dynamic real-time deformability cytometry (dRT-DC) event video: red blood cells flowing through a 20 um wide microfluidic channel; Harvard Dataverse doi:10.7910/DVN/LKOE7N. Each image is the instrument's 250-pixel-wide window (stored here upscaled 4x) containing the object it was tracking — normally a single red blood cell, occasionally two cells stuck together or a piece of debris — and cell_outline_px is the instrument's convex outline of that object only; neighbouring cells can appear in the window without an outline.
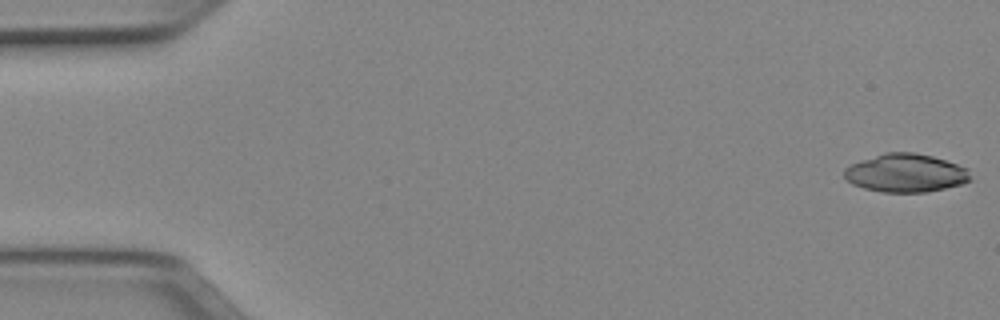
{"species": "Egyptian fruit bat (a non-hibernating species)", "species_latin": "Rousettus aegyptiacus", "temperature_condition": "cold", "stored_images_in_passage": 51, "camera_frame_rate_fps": 3000, "um_per_image_px": 0.085, "animal": {"sex": "female"}, "frame": {"image": 1, "passage_image": 1, "time_ms": 0.0, "image_size_px": [1000, 320], "cell_outline_px": [[972, 180], [964, 184], [924, 192], [884, 192], [864, 188], [852, 184], [844, 176], [844, 168], [852, 164], [884, 152], [912, 152], [932, 156], [968, 168]], "centroid_in_image_um": [77.01, 14.71], "position_along_channel_um": 8.0, "area_um2": 28.03}}
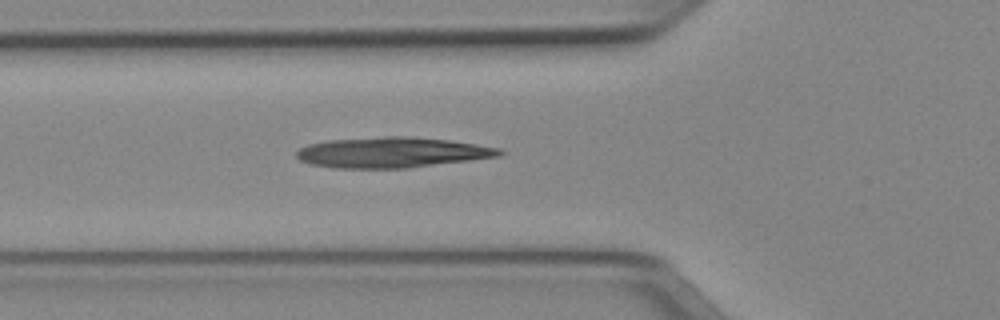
{"frame": {"image": 2, "passage_image": 18, "time_ms": 5.667, "image_size_px": [1000, 320], "cell_outline_px": [[504, 152], [500, 156], [408, 168], [336, 168], [312, 164], [300, 160], [296, 156], [296, 152], [300, 148], [308, 144], [328, 140], [384, 136], [408, 136], [448, 140], [476, 144], [500, 148]], "centroid_in_image_um": [33.31, 12.95], "position_along_channel_um": 92.5, "area_um2": 35.95}}
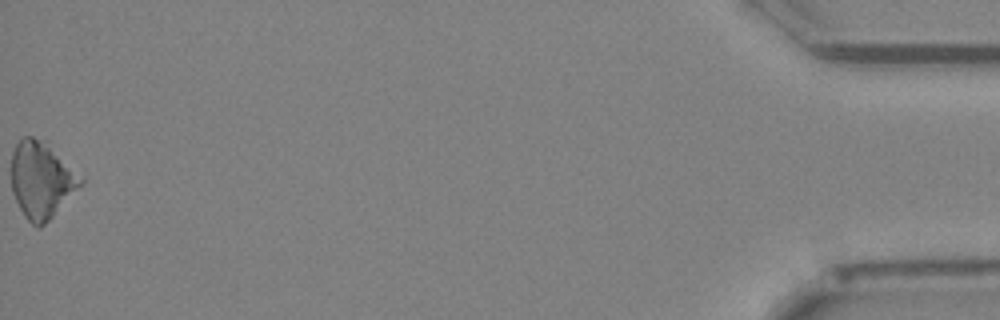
{"frame": {"image": 3, "passage_image": 51, "time_ms": 16.667, "image_size_px": [1000, 320], "cell_outline_px": [[84, 184], [40, 228], [36, 228], [24, 216], [12, 192], [12, 152], [16, 144], [24, 136], [32, 136], [44, 140], [84, 176]], "centroid_in_image_um": [3.56, 15.28], "position_along_channel_um": 431.6, "area_um2": 31.15}}